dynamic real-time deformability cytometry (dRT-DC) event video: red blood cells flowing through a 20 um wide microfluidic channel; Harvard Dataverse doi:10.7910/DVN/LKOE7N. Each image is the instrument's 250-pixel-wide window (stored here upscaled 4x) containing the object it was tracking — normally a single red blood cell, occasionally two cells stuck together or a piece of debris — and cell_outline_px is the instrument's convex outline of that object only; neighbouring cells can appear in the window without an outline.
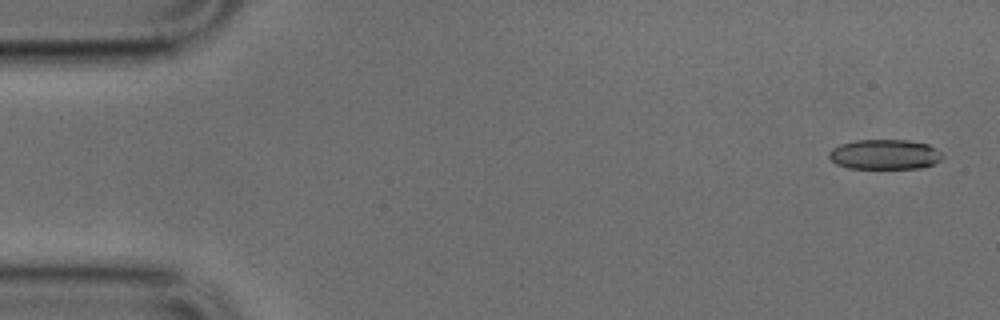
{"species": "common noctule bat (a hibernating species)", "species_latin": "Nyctalus noctula", "temperature_condition": "cold", "stored_images_in_passage": 16, "camera_frame_rate_fps": 3000, "um_per_image_px": 0.085, "animal": {"sex": "male", "body_mass_g": 17.9, "forearm_length_mm": 54.2}, "frame": {"image": 1, "passage_image": 2, "time_ms": 0.333, "image_size_px": [1000, 320], "cell_outline_px": [[940, 160], [932, 164], [920, 168], [848, 168], [836, 164], [828, 156], [828, 152], [832, 148], [840, 144], [856, 140], [908, 140], [928, 144], [936, 148], [940, 152]], "centroid_in_image_um": [75.16, 13.12], "position_along_channel_um": 9.8, "area_um2": 19.71}}
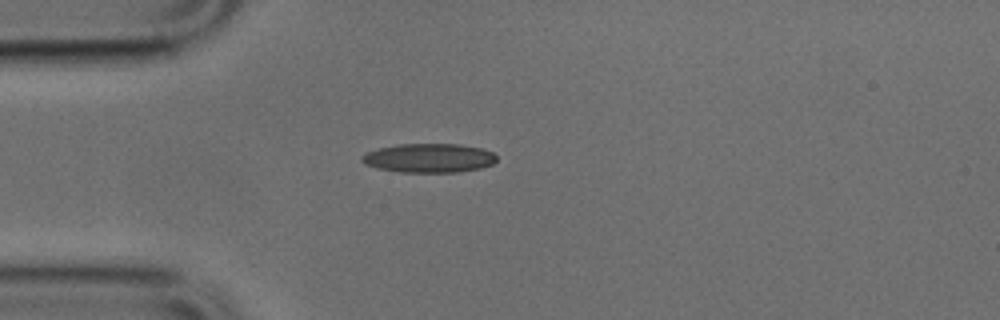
{"frame": {"image": 2, "passage_image": 13, "time_ms": 4.0, "image_size_px": [1000, 320], "cell_outline_px": [[496, 160], [492, 164], [480, 168], [460, 172], [400, 172], [376, 168], [364, 164], [360, 160], [360, 156], [368, 152], [380, 148], [400, 144], [460, 144], [480, 148], [492, 152], [496, 156]], "centroid_in_image_um": [36.44, 13.44], "position_along_channel_um": 48.6, "area_um2": 22.77}}